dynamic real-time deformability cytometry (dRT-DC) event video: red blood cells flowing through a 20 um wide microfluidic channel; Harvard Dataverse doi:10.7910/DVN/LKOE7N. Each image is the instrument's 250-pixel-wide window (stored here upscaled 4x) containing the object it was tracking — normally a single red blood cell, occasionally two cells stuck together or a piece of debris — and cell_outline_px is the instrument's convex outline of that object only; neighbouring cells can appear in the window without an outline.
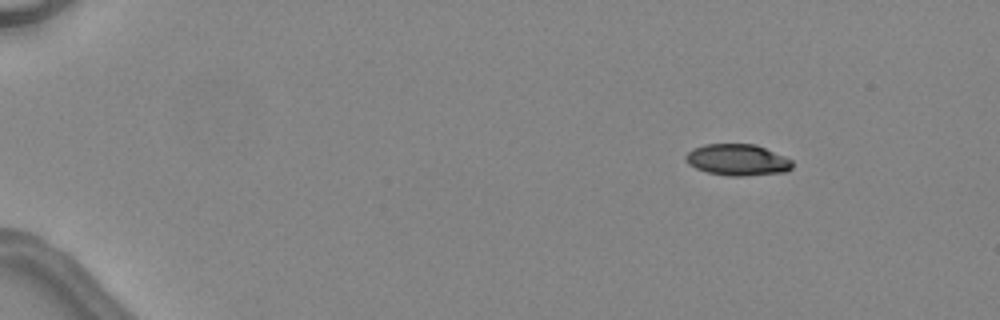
{"species": "common noctule bat (a hibernating species)", "species_latin": "Nyctalus noctula", "temperature_condition": "warm", "stored_images_in_passage": 5, "camera_frame_rate_fps": 3000, "um_per_image_px": 0.085, "animal": {"sex": "female", "body_mass_g": 24.6, "forearm_length_mm": 56.2}, "frame": {"image": 1, "passage_image": 1, "time_ms": 0.0, "image_size_px": [1000, 320], "cell_outline_px": [[792, 168], [788, 172], [744, 176], [728, 176], [708, 172], [696, 168], [688, 164], [684, 160], [684, 156], [692, 148], [704, 144], [756, 144], [784, 156], [792, 160]], "centroid_in_image_um": [62.68, 13.59], "position_along_channel_um": 22.3, "area_um2": 19.71}}
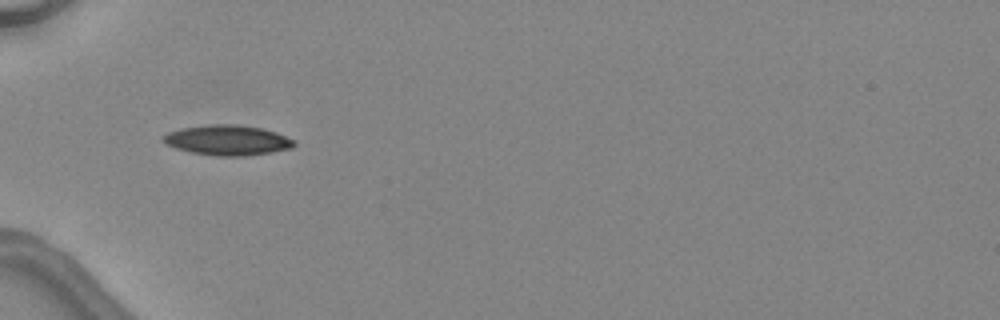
{"frame": {"image": 2, "passage_image": 4, "time_ms": 3.667, "image_size_px": [1000, 320], "cell_outline_px": [[296, 144], [292, 148], [272, 152], [244, 156], [216, 156], [192, 152], [176, 148], [164, 144], [160, 140], [160, 136], [168, 132], [184, 128], [208, 124], [236, 124], [260, 128], [276, 132], [296, 140]], "centroid_in_image_um": [19.32, 11.91], "position_along_channel_um": 65.7, "area_um2": 23.18}}